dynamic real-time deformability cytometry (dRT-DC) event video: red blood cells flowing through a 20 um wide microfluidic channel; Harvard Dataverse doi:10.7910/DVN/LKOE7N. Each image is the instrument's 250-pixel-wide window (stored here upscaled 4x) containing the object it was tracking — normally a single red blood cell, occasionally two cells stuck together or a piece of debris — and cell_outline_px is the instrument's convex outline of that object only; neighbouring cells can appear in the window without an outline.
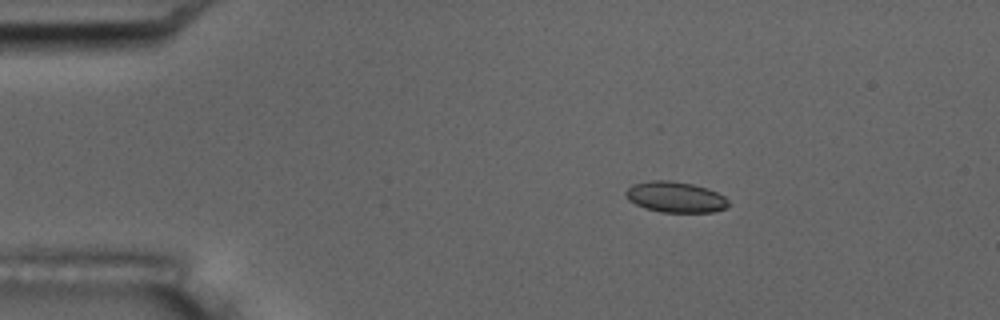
{"species": "common noctule bat (a hibernating species)", "species_latin": "Nyctalus noctula", "temperature_condition": "room temperature", "stored_images_in_passage": 6, "camera_frame_rate_fps": 3000, "um_per_image_px": 0.085, "animal": {"sex": "male", "body_mass_g": 17.5, "forearm_length_mm": 52.3}, "frame": {"image": 1, "passage_image": 4, "time_ms": 3.333, "image_size_px": [1000, 320], "cell_outline_px": [[728, 204], [724, 208], [712, 212], [660, 212], [644, 208], [628, 200], [624, 192], [632, 184], [652, 180], [668, 180], [692, 184], [708, 188], [724, 196], [728, 200]], "centroid_in_image_um": [57.38, 16.74], "position_along_channel_um": 27.6, "area_um2": 18.38}}